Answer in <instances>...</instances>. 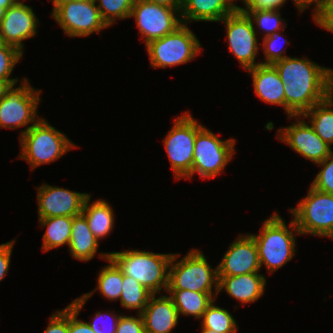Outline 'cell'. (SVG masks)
Segmentation results:
<instances>
[{"mask_svg": "<svg viewBox=\"0 0 333 333\" xmlns=\"http://www.w3.org/2000/svg\"><path fill=\"white\" fill-rule=\"evenodd\" d=\"M90 195L86 198L82 210L85 216L90 231L93 233L97 240L108 235L114 225L113 210L110 205L104 200L94 201L91 205Z\"/></svg>", "mask_w": 333, "mask_h": 333, "instance_id": "23", "label": "cell"}, {"mask_svg": "<svg viewBox=\"0 0 333 333\" xmlns=\"http://www.w3.org/2000/svg\"><path fill=\"white\" fill-rule=\"evenodd\" d=\"M173 254H159L148 251L111 252V259L123 275L133 277L152 294L162 287L168 290L169 267Z\"/></svg>", "mask_w": 333, "mask_h": 333, "instance_id": "2", "label": "cell"}, {"mask_svg": "<svg viewBox=\"0 0 333 333\" xmlns=\"http://www.w3.org/2000/svg\"><path fill=\"white\" fill-rule=\"evenodd\" d=\"M181 17L184 24L189 21H221L234 12L224 0H182Z\"/></svg>", "mask_w": 333, "mask_h": 333, "instance_id": "21", "label": "cell"}, {"mask_svg": "<svg viewBox=\"0 0 333 333\" xmlns=\"http://www.w3.org/2000/svg\"><path fill=\"white\" fill-rule=\"evenodd\" d=\"M233 0H224V2L233 10V11H244L245 8H241L239 6H236L233 2ZM245 3V0H242Z\"/></svg>", "mask_w": 333, "mask_h": 333, "instance_id": "44", "label": "cell"}, {"mask_svg": "<svg viewBox=\"0 0 333 333\" xmlns=\"http://www.w3.org/2000/svg\"><path fill=\"white\" fill-rule=\"evenodd\" d=\"M253 0H245V6L247 8V6L252 2Z\"/></svg>", "mask_w": 333, "mask_h": 333, "instance_id": "50", "label": "cell"}, {"mask_svg": "<svg viewBox=\"0 0 333 333\" xmlns=\"http://www.w3.org/2000/svg\"><path fill=\"white\" fill-rule=\"evenodd\" d=\"M102 19L108 26L115 22V19L129 18L135 0H95Z\"/></svg>", "mask_w": 333, "mask_h": 333, "instance_id": "30", "label": "cell"}, {"mask_svg": "<svg viewBox=\"0 0 333 333\" xmlns=\"http://www.w3.org/2000/svg\"><path fill=\"white\" fill-rule=\"evenodd\" d=\"M213 300L202 315V327L220 333H236L238 328L233 316L221 307L215 306Z\"/></svg>", "mask_w": 333, "mask_h": 333, "instance_id": "29", "label": "cell"}, {"mask_svg": "<svg viewBox=\"0 0 333 333\" xmlns=\"http://www.w3.org/2000/svg\"><path fill=\"white\" fill-rule=\"evenodd\" d=\"M294 220L290 227L295 234H312L333 239V194L312 186L308 195L291 209Z\"/></svg>", "mask_w": 333, "mask_h": 333, "instance_id": "4", "label": "cell"}, {"mask_svg": "<svg viewBox=\"0 0 333 333\" xmlns=\"http://www.w3.org/2000/svg\"><path fill=\"white\" fill-rule=\"evenodd\" d=\"M201 333H220V332L213 331V330L206 329V328H203V327H202V332H201Z\"/></svg>", "mask_w": 333, "mask_h": 333, "instance_id": "48", "label": "cell"}, {"mask_svg": "<svg viewBox=\"0 0 333 333\" xmlns=\"http://www.w3.org/2000/svg\"><path fill=\"white\" fill-rule=\"evenodd\" d=\"M180 315H192L200 319L208 305L214 300L213 293L195 292L190 290H167Z\"/></svg>", "mask_w": 333, "mask_h": 333, "instance_id": "24", "label": "cell"}, {"mask_svg": "<svg viewBox=\"0 0 333 333\" xmlns=\"http://www.w3.org/2000/svg\"><path fill=\"white\" fill-rule=\"evenodd\" d=\"M13 243L15 242H7L0 245V281L5 277V274L7 275Z\"/></svg>", "mask_w": 333, "mask_h": 333, "instance_id": "40", "label": "cell"}, {"mask_svg": "<svg viewBox=\"0 0 333 333\" xmlns=\"http://www.w3.org/2000/svg\"><path fill=\"white\" fill-rule=\"evenodd\" d=\"M261 229L260 234L251 235L257 246L260 266L264 264L272 273L295 255V235L276 213L264 221Z\"/></svg>", "mask_w": 333, "mask_h": 333, "instance_id": "5", "label": "cell"}, {"mask_svg": "<svg viewBox=\"0 0 333 333\" xmlns=\"http://www.w3.org/2000/svg\"><path fill=\"white\" fill-rule=\"evenodd\" d=\"M333 92L303 114L311 118L310 126L329 146L333 144Z\"/></svg>", "mask_w": 333, "mask_h": 333, "instance_id": "25", "label": "cell"}, {"mask_svg": "<svg viewBox=\"0 0 333 333\" xmlns=\"http://www.w3.org/2000/svg\"><path fill=\"white\" fill-rule=\"evenodd\" d=\"M244 12L250 20H254L257 26L266 32L264 37L286 28V26L281 24L283 18L280 17L279 10H244Z\"/></svg>", "mask_w": 333, "mask_h": 333, "instance_id": "32", "label": "cell"}, {"mask_svg": "<svg viewBox=\"0 0 333 333\" xmlns=\"http://www.w3.org/2000/svg\"><path fill=\"white\" fill-rule=\"evenodd\" d=\"M53 1H69V2H75V1H87V0H53Z\"/></svg>", "mask_w": 333, "mask_h": 333, "instance_id": "49", "label": "cell"}, {"mask_svg": "<svg viewBox=\"0 0 333 333\" xmlns=\"http://www.w3.org/2000/svg\"><path fill=\"white\" fill-rule=\"evenodd\" d=\"M178 254H173L169 268L168 290H190L213 293V284L218 295L217 268L211 269L205 256L199 250H191L179 262H175Z\"/></svg>", "mask_w": 333, "mask_h": 333, "instance_id": "6", "label": "cell"}, {"mask_svg": "<svg viewBox=\"0 0 333 333\" xmlns=\"http://www.w3.org/2000/svg\"><path fill=\"white\" fill-rule=\"evenodd\" d=\"M284 85L285 111L299 119L333 92V70L308 59L287 57L272 64Z\"/></svg>", "mask_w": 333, "mask_h": 333, "instance_id": "1", "label": "cell"}, {"mask_svg": "<svg viewBox=\"0 0 333 333\" xmlns=\"http://www.w3.org/2000/svg\"><path fill=\"white\" fill-rule=\"evenodd\" d=\"M39 219L48 217H74L82 213L87 193H78L44 184L38 187Z\"/></svg>", "mask_w": 333, "mask_h": 333, "instance_id": "14", "label": "cell"}, {"mask_svg": "<svg viewBox=\"0 0 333 333\" xmlns=\"http://www.w3.org/2000/svg\"><path fill=\"white\" fill-rule=\"evenodd\" d=\"M186 25L183 23L172 33L146 44L152 67L184 64L200 53L201 44Z\"/></svg>", "mask_w": 333, "mask_h": 333, "instance_id": "7", "label": "cell"}, {"mask_svg": "<svg viewBox=\"0 0 333 333\" xmlns=\"http://www.w3.org/2000/svg\"><path fill=\"white\" fill-rule=\"evenodd\" d=\"M10 87V85L5 82L0 80V100L4 97L5 91Z\"/></svg>", "mask_w": 333, "mask_h": 333, "instance_id": "45", "label": "cell"}, {"mask_svg": "<svg viewBox=\"0 0 333 333\" xmlns=\"http://www.w3.org/2000/svg\"><path fill=\"white\" fill-rule=\"evenodd\" d=\"M299 11L305 10L311 3H316L313 15H315L325 4L326 0H293Z\"/></svg>", "mask_w": 333, "mask_h": 333, "instance_id": "42", "label": "cell"}, {"mask_svg": "<svg viewBox=\"0 0 333 333\" xmlns=\"http://www.w3.org/2000/svg\"><path fill=\"white\" fill-rule=\"evenodd\" d=\"M120 301L126 309H139L142 313L152 293L133 277L123 275Z\"/></svg>", "mask_w": 333, "mask_h": 333, "instance_id": "28", "label": "cell"}, {"mask_svg": "<svg viewBox=\"0 0 333 333\" xmlns=\"http://www.w3.org/2000/svg\"><path fill=\"white\" fill-rule=\"evenodd\" d=\"M5 9L3 7L0 6V23L2 21V19L4 18L5 16Z\"/></svg>", "mask_w": 333, "mask_h": 333, "instance_id": "47", "label": "cell"}, {"mask_svg": "<svg viewBox=\"0 0 333 333\" xmlns=\"http://www.w3.org/2000/svg\"><path fill=\"white\" fill-rule=\"evenodd\" d=\"M286 0H253L245 10H274L277 11Z\"/></svg>", "mask_w": 333, "mask_h": 333, "instance_id": "41", "label": "cell"}, {"mask_svg": "<svg viewBox=\"0 0 333 333\" xmlns=\"http://www.w3.org/2000/svg\"><path fill=\"white\" fill-rule=\"evenodd\" d=\"M152 294L148 304L141 313L145 333H170L177 325L179 313L170 296L155 299Z\"/></svg>", "mask_w": 333, "mask_h": 333, "instance_id": "18", "label": "cell"}, {"mask_svg": "<svg viewBox=\"0 0 333 333\" xmlns=\"http://www.w3.org/2000/svg\"><path fill=\"white\" fill-rule=\"evenodd\" d=\"M39 220L42 226H47V230L43 235L44 251H48L65 244L69 246L73 217H48Z\"/></svg>", "mask_w": 333, "mask_h": 333, "instance_id": "26", "label": "cell"}, {"mask_svg": "<svg viewBox=\"0 0 333 333\" xmlns=\"http://www.w3.org/2000/svg\"><path fill=\"white\" fill-rule=\"evenodd\" d=\"M138 317L121 315L116 333H145L142 315L138 313Z\"/></svg>", "mask_w": 333, "mask_h": 333, "instance_id": "37", "label": "cell"}, {"mask_svg": "<svg viewBox=\"0 0 333 333\" xmlns=\"http://www.w3.org/2000/svg\"><path fill=\"white\" fill-rule=\"evenodd\" d=\"M101 258H104L110 263L100 271L97 289L95 290H99L103 297H106L107 299H120L123 274L118 266L109 259V253H102Z\"/></svg>", "mask_w": 333, "mask_h": 333, "instance_id": "27", "label": "cell"}, {"mask_svg": "<svg viewBox=\"0 0 333 333\" xmlns=\"http://www.w3.org/2000/svg\"><path fill=\"white\" fill-rule=\"evenodd\" d=\"M104 313H100L97 312L94 319L92 320V322H87L88 325L91 327V329L95 332V333H116V329H117V325L120 319V315H114L112 313L108 314V315H112V319H111V323H109V319L106 321V316H103ZM108 316V317H110ZM102 317V319H101ZM104 318V319H103ZM101 322H100V321ZM99 321V323H98ZM105 321V322H104Z\"/></svg>", "mask_w": 333, "mask_h": 333, "instance_id": "36", "label": "cell"}, {"mask_svg": "<svg viewBox=\"0 0 333 333\" xmlns=\"http://www.w3.org/2000/svg\"><path fill=\"white\" fill-rule=\"evenodd\" d=\"M174 121L173 128L164 140L167 155L172 165L176 179H190L192 171L195 138L203 127L192 115L184 112Z\"/></svg>", "mask_w": 333, "mask_h": 333, "instance_id": "8", "label": "cell"}, {"mask_svg": "<svg viewBox=\"0 0 333 333\" xmlns=\"http://www.w3.org/2000/svg\"><path fill=\"white\" fill-rule=\"evenodd\" d=\"M93 292L83 294L68 305V333H95L87 322L77 320V315Z\"/></svg>", "mask_w": 333, "mask_h": 333, "instance_id": "33", "label": "cell"}, {"mask_svg": "<svg viewBox=\"0 0 333 333\" xmlns=\"http://www.w3.org/2000/svg\"><path fill=\"white\" fill-rule=\"evenodd\" d=\"M278 134L277 137L281 141L316 164L325 160L332 152L331 146L326 144L303 120L279 129Z\"/></svg>", "mask_w": 333, "mask_h": 333, "instance_id": "15", "label": "cell"}, {"mask_svg": "<svg viewBox=\"0 0 333 333\" xmlns=\"http://www.w3.org/2000/svg\"><path fill=\"white\" fill-rule=\"evenodd\" d=\"M20 136L22 147L20 157L30 164L31 169L51 163L76 147L65 134L41 117L36 123L28 125Z\"/></svg>", "mask_w": 333, "mask_h": 333, "instance_id": "3", "label": "cell"}, {"mask_svg": "<svg viewBox=\"0 0 333 333\" xmlns=\"http://www.w3.org/2000/svg\"><path fill=\"white\" fill-rule=\"evenodd\" d=\"M234 139L221 140L207 128L202 127L196 134L192 171L190 178L199 173L203 178L216 177L232 159Z\"/></svg>", "mask_w": 333, "mask_h": 333, "instance_id": "9", "label": "cell"}, {"mask_svg": "<svg viewBox=\"0 0 333 333\" xmlns=\"http://www.w3.org/2000/svg\"><path fill=\"white\" fill-rule=\"evenodd\" d=\"M53 5L52 17L70 37H85L108 27L95 0L53 1Z\"/></svg>", "mask_w": 333, "mask_h": 333, "instance_id": "10", "label": "cell"}, {"mask_svg": "<svg viewBox=\"0 0 333 333\" xmlns=\"http://www.w3.org/2000/svg\"><path fill=\"white\" fill-rule=\"evenodd\" d=\"M39 96L40 92L28 84V79L17 88L10 86L0 100V127L15 129L36 123Z\"/></svg>", "mask_w": 333, "mask_h": 333, "instance_id": "11", "label": "cell"}, {"mask_svg": "<svg viewBox=\"0 0 333 333\" xmlns=\"http://www.w3.org/2000/svg\"><path fill=\"white\" fill-rule=\"evenodd\" d=\"M227 28L229 50L239 60L245 69L257 65L255 57L258 53V44L253 21L244 11H234L221 20Z\"/></svg>", "mask_w": 333, "mask_h": 333, "instance_id": "13", "label": "cell"}, {"mask_svg": "<svg viewBox=\"0 0 333 333\" xmlns=\"http://www.w3.org/2000/svg\"><path fill=\"white\" fill-rule=\"evenodd\" d=\"M37 23L32 7L17 1L5 11L0 23V41L23 52L22 41L35 36Z\"/></svg>", "mask_w": 333, "mask_h": 333, "instance_id": "16", "label": "cell"}, {"mask_svg": "<svg viewBox=\"0 0 333 333\" xmlns=\"http://www.w3.org/2000/svg\"><path fill=\"white\" fill-rule=\"evenodd\" d=\"M217 268V276H236L260 271L257 246L253 236H239L224 254Z\"/></svg>", "mask_w": 333, "mask_h": 333, "instance_id": "17", "label": "cell"}, {"mask_svg": "<svg viewBox=\"0 0 333 333\" xmlns=\"http://www.w3.org/2000/svg\"><path fill=\"white\" fill-rule=\"evenodd\" d=\"M18 0H0V6L5 10L15 4Z\"/></svg>", "mask_w": 333, "mask_h": 333, "instance_id": "46", "label": "cell"}, {"mask_svg": "<svg viewBox=\"0 0 333 333\" xmlns=\"http://www.w3.org/2000/svg\"><path fill=\"white\" fill-rule=\"evenodd\" d=\"M99 246L98 240L90 231L85 216L81 213L73 217L69 249L74 258L81 261L91 260Z\"/></svg>", "mask_w": 333, "mask_h": 333, "instance_id": "22", "label": "cell"}, {"mask_svg": "<svg viewBox=\"0 0 333 333\" xmlns=\"http://www.w3.org/2000/svg\"><path fill=\"white\" fill-rule=\"evenodd\" d=\"M181 9L157 5L146 0H135L130 17L136 18V24L145 37V44L172 33L183 24L181 17L175 16Z\"/></svg>", "mask_w": 333, "mask_h": 333, "instance_id": "12", "label": "cell"}, {"mask_svg": "<svg viewBox=\"0 0 333 333\" xmlns=\"http://www.w3.org/2000/svg\"><path fill=\"white\" fill-rule=\"evenodd\" d=\"M23 52L16 47L0 41V80L15 86L18 79H9L15 64L21 59Z\"/></svg>", "mask_w": 333, "mask_h": 333, "instance_id": "31", "label": "cell"}, {"mask_svg": "<svg viewBox=\"0 0 333 333\" xmlns=\"http://www.w3.org/2000/svg\"><path fill=\"white\" fill-rule=\"evenodd\" d=\"M44 333H68V306L51 316Z\"/></svg>", "mask_w": 333, "mask_h": 333, "instance_id": "38", "label": "cell"}, {"mask_svg": "<svg viewBox=\"0 0 333 333\" xmlns=\"http://www.w3.org/2000/svg\"><path fill=\"white\" fill-rule=\"evenodd\" d=\"M259 272L236 276H218V293L221 290L244 303L257 301L264 294L266 279Z\"/></svg>", "mask_w": 333, "mask_h": 333, "instance_id": "19", "label": "cell"}, {"mask_svg": "<svg viewBox=\"0 0 333 333\" xmlns=\"http://www.w3.org/2000/svg\"><path fill=\"white\" fill-rule=\"evenodd\" d=\"M317 164L322 165L323 169L317 173L311 186L319 191L333 194V152Z\"/></svg>", "mask_w": 333, "mask_h": 333, "instance_id": "34", "label": "cell"}, {"mask_svg": "<svg viewBox=\"0 0 333 333\" xmlns=\"http://www.w3.org/2000/svg\"><path fill=\"white\" fill-rule=\"evenodd\" d=\"M256 95L263 101L285 108L284 83L272 64H260L248 69Z\"/></svg>", "mask_w": 333, "mask_h": 333, "instance_id": "20", "label": "cell"}, {"mask_svg": "<svg viewBox=\"0 0 333 333\" xmlns=\"http://www.w3.org/2000/svg\"><path fill=\"white\" fill-rule=\"evenodd\" d=\"M315 22L325 30L333 32V0H326L323 7L314 15Z\"/></svg>", "mask_w": 333, "mask_h": 333, "instance_id": "39", "label": "cell"}, {"mask_svg": "<svg viewBox=\"0 0 333 333\" xmlns=\"http://www.w3.org/2000/svg\"><path fill=\"white\" fill-rule=\"evenodd\" d=\"M280 38H281V33L277 31L270 34L269 36L263 37V49L265 53L266 62H261L262 64H273L278 60L287 58V56H284L282 54V52L285 51L281 50V48L278 47L279 46L278 41ZM284 43H287V40H285Z\"/></svg>", "mask_w": 333, "mask_h": 333, "instance_id": "35", "label": "cell"}, {"mask_svg": "<svg viewBox=\"0 0 333 333\" xmlns=\"http://www.w3.org/2000/svg\"><path fill=\"white\" fill-rule=\"evenodd\" d=\"M146 1L174 9H181L182 7V0H146Z\"/></svg>", "mask_w": 333, "mask_h": 333, "instance_id": "43", "label": "cell"}]
</instances>
